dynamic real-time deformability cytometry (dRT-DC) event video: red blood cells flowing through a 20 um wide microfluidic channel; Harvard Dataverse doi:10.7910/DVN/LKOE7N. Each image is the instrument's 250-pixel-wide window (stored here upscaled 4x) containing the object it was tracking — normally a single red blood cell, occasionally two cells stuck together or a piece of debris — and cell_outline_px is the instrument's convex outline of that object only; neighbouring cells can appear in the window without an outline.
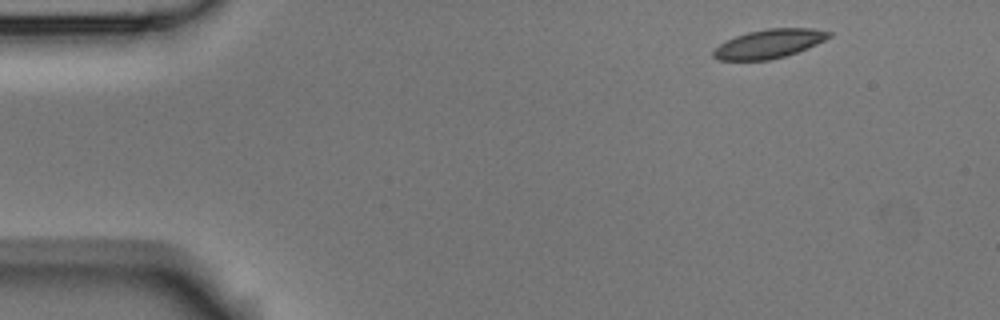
{"species": "Egyptian fruit bat (a non-hibernating species)", "species_latin": "Rousettus aegyptiacus", "temperature_condition": "room temperature", "stored_images_in_passage": 7, "camera_frame_rate_fps": 3000, "um_per_image_px": 0.085, "animal": {"sex": "male"}, "frame": {"image": 1, "passage_image": 1, "time_ms": 0.0, "image_size_px": [1000, 320], "cell_outline_px": [[832, 36], [808, 48], [784, 56], [768, 60], [720, 60], [712, 56], [712, 52], [720, 44], [736, 36], [748, 32], [768, 28], [812, 28], [832, 32]], "centroid_in_image_um": [65.39, 3.71], "position_along_channel_um": 19.6, "area_um2": 19.25}}
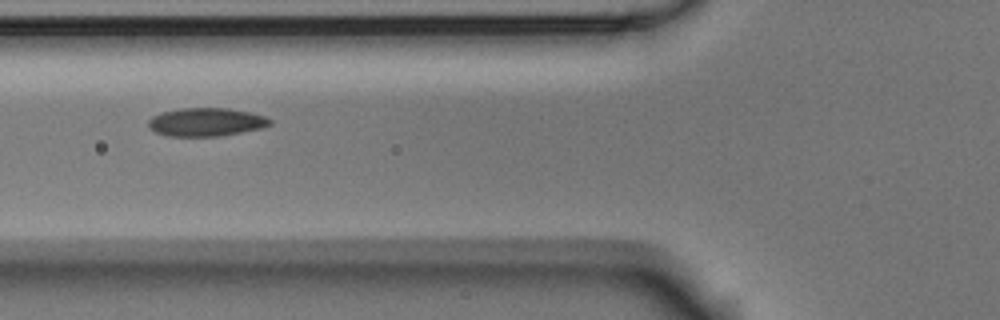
{"frame": {"image": 2, "passage_image": 5, "time_ms": 1.333, "image_size_px": [1000, 320], "cell_outline_px": [[272, 124], [260, 128], [220, 136], [168, 136], [156, 132], [148, 128], [148, 120], [152, 116], [160, 112], [180, 108], [228, 108], [252, 112], [264, 116], [272, 120]], "centroid_in_image_um": [17.49, 10.36], "position_along_channel_um": 108.3, "area_um2": 20.17}}
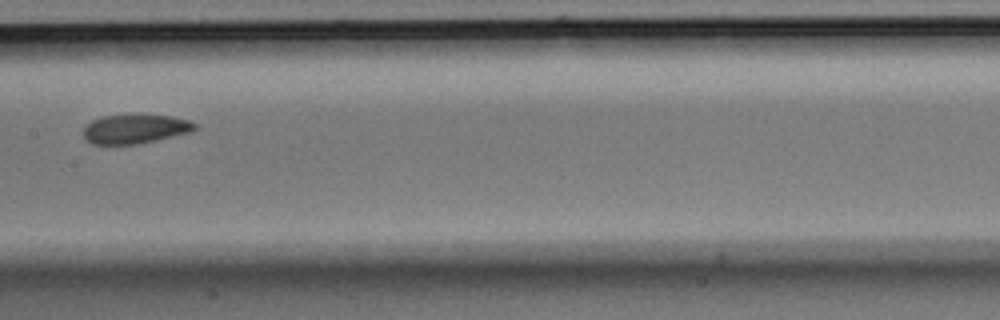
{"frame": {"image": 3, "passage_image": 7, "time_ms": 2.0, "image_size_px": [1000, 320], "cell_outline_px": [[196, 128], [192, 132], [136, 144], [92, 144], [84, 140], [84, 128], [92, 120], [104, 116], [172, 116], [188, 120], [196, 124]], "centroid_in_image_um": [11.47, 10.98], "position_along_channel_um": 195.9, "area_um2": 18.5}}